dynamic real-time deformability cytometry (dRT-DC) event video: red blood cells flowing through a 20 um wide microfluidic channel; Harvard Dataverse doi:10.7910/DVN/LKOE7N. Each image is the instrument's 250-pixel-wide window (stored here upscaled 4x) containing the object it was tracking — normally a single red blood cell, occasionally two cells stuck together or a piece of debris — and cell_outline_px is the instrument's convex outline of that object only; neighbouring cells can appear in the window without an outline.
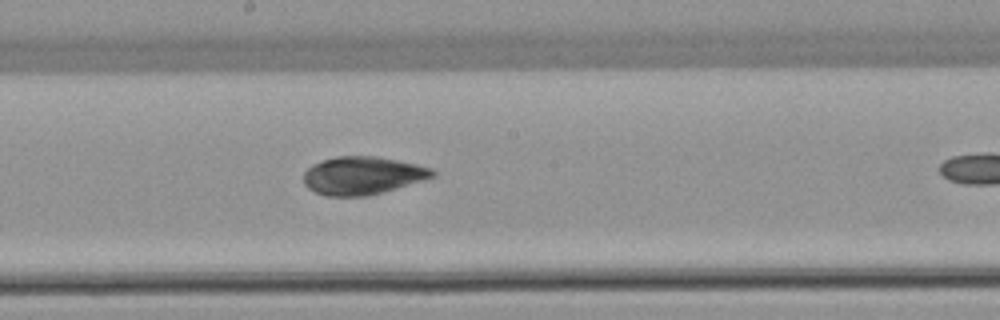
{"species": "common noctule bat (a hibernating species)", "species_latin": "Nyctalus noctula", "temperature_condition": "warm", "stored_images_in_passage": 8, "camera_frame_rate_fps": 3000, "um_per_image_px": 0.085, "animal": {"sex": "female", "body_mass_g": 22.7, "forearm_length_mm": 54.2}, "frame": {"image": 1, "passage_image": 7, "time_ms": 8.333, "image_size_px": [1000, 320], "cell_outline_px": [[436, 176], [396, 188], [368, 196], [328, 196], [316, 192], [308, 188], [304, 184], [304, 172], [312, 164], [336, 156], [376, 156], [416, 164], [432, 168], [436, 172]], "centroid_in_image_um": [30.81, 14.92], "position_along_channel_um": 217.4, "area_um2": 28.38}}